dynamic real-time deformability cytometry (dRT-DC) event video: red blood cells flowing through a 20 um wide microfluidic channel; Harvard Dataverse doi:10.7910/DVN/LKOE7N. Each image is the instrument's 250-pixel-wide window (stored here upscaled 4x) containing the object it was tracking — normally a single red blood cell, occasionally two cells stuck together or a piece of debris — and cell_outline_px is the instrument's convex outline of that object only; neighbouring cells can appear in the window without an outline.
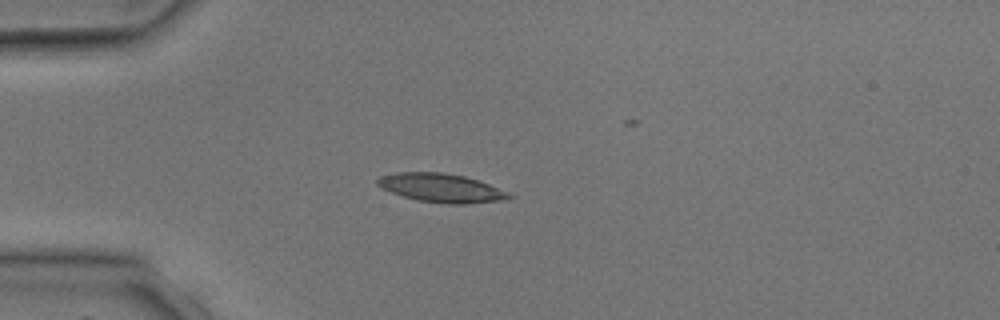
{"species": "common noctule bat (a hibernating species)", "species_latin": "Nyctalus noctula", "temperature_condition": "room temperature", "stored_images_in_passage": 3, "camera_frame_rate_fps": 3000, "um_per_image_px": 0.085, "animal": {"sex": "male", "body_mass_g": 17.9, "forearm_length_mm": 54.2}, "frame": {"image": 1, "passage_image": 3, "time_ms": 2.333, "image_size_px": [1000, 320], "cell_outline_px": [[516, 196], [500, 200], [464, 204], [448, 204], [420, 200], [404, 196], [392, 192], [376, 184], [376, 180], [380, 176], [396, 172], [440, 172], [464, 176], [488, 184], [508, 192]], "centroid_in_image_um": [37.5, 15.96], "position_along_channel_um": 47.5, "area_um2": 21.62}}